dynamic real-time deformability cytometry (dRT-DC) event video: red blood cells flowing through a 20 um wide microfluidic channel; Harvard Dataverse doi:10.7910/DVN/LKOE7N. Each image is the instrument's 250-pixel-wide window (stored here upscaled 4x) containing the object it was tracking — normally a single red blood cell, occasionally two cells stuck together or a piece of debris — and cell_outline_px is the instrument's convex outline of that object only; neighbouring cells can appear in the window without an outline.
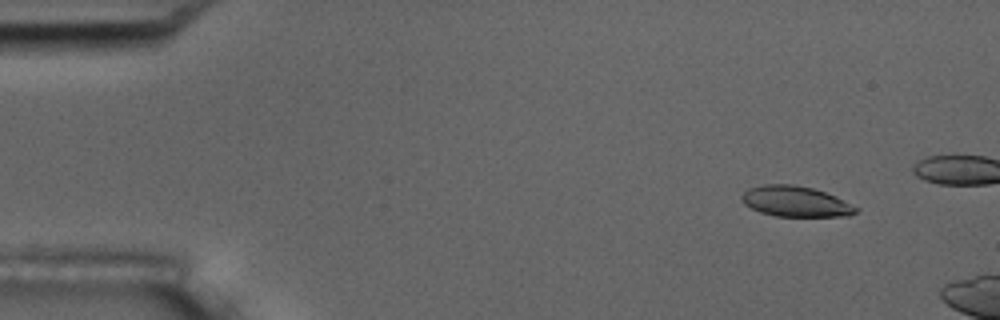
{"species": "common noctule bat (a hibernating species)", "species_latin": "Nyctalus noctula", "temperature_condition": "room temperature", "stored_images_in_passage": 3, "camera_frame_rate_fps": 3000, "um_per_image_px": 0.085, "animal": {"sex": "male", "body_mass_g": 17.5, "forearm_length_mm": 52.3}, "frame": {"image": 1, "passage_image": 1, "time_ms": 0.0, "image_size_px": [1000, 320], "cell_outline_px": [[860, 208], [856, 212], [848, 216], [776, 216], [760, 212], [744, 204], [740, 200], [740, 196], [748, 188], [764, 184], [792, 184], [812, 188], [836, 196]], "centroid_in_image_um": [67.61, 17.12], "position_along_channel_um": 17.4, "area_um2": 20.4}}